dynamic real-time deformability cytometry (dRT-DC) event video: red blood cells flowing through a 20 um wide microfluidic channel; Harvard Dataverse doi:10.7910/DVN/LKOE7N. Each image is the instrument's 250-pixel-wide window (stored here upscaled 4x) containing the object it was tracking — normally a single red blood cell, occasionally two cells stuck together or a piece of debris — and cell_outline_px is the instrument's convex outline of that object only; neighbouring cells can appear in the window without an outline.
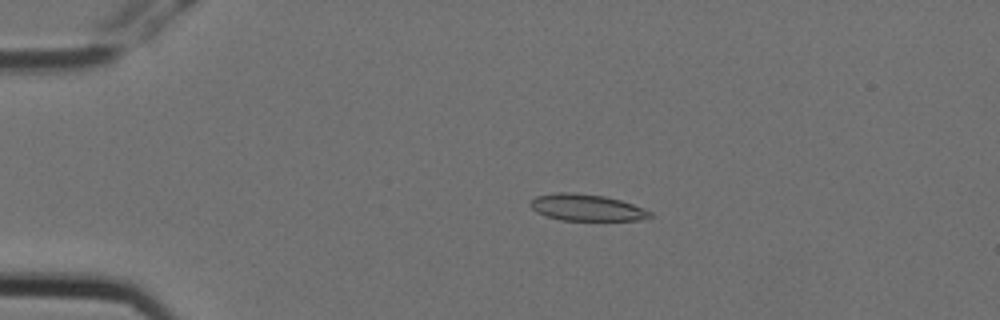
{"species": "Egyptian fruit bat (a non-hibernating species)", "species_latin": "Rousettus aegyptiacus", "temperature_condition": "cold", "stored_images_in_passage": 8, "camera_frame_rate_fps": 3000, "um_per_image_px": 0.085, "animal": {"sex": "female"}, "frame": {"image": 1, "passage_image": 2, "time_ms": 0.333, "image_size_px": [1000, 320], "cell_outline_px": [[652, 216], [636, 220], [560, 220], [536, 212], [528, 204], [536, 196], [556, 192], [572, 192], [604, 196], [620, 200], [632, 204], [652, 212]], "centroid_in_image_um": [49.82, 17.63], "position_along_channel_um": 35.2, "area_um2": 18.38}}
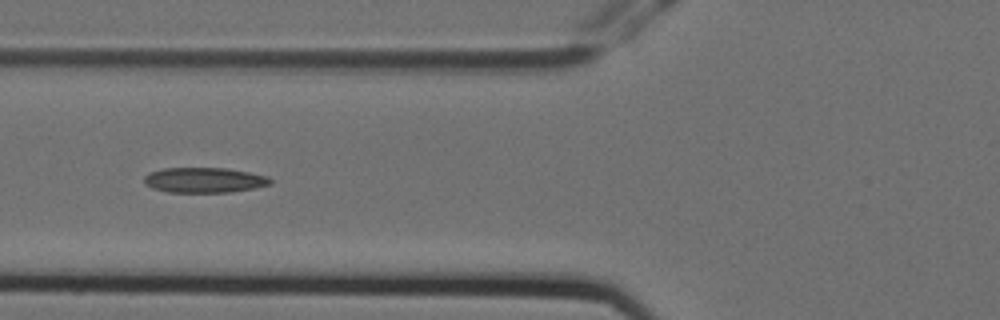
{"frame": {"image": 2, "passage_image": 5, "time_ms": 1.333, "image_size_px": [1000, 320], "cell_outline_px": [[272, 184], [252, 188], [228, 192], [168, 192], [152, 188], [144, 184], [144, 176], [148, 172], [164, 168], [228, 168], [268, 176], [272, 180]], "centroid_in_image_um": [17.33, 15.3], "position_along_channel_um": 108.5, "area_um2": 18.55}}
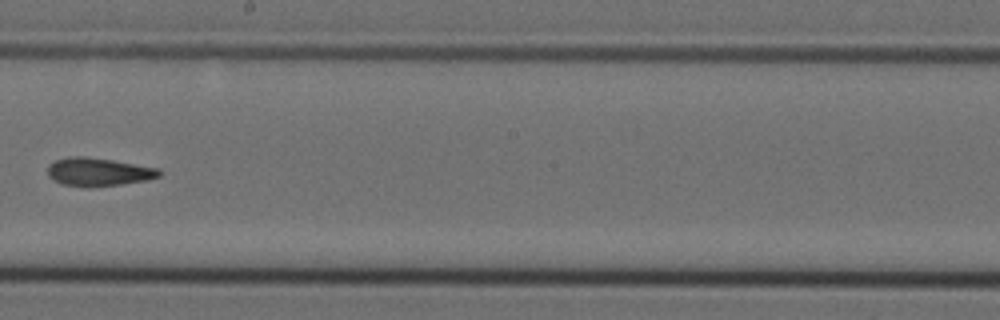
{"frame": {"image": 3, "passage_image": 8, "time_ms": 2.333, "image_size_px": [1000, 320], "cell_outline_px": [[160, 176], [148, 180], [92, 188], [88, 188], [60, 184], [52, 180], [48, 176], [48, 164], [56, 160], [68, 156], [84, 156], [112, 160], [160, 168]], "centroid_in_image_um": [8.33, 14.62], "position_along_channel_um": 239.9, "area_um2": 18.67}}